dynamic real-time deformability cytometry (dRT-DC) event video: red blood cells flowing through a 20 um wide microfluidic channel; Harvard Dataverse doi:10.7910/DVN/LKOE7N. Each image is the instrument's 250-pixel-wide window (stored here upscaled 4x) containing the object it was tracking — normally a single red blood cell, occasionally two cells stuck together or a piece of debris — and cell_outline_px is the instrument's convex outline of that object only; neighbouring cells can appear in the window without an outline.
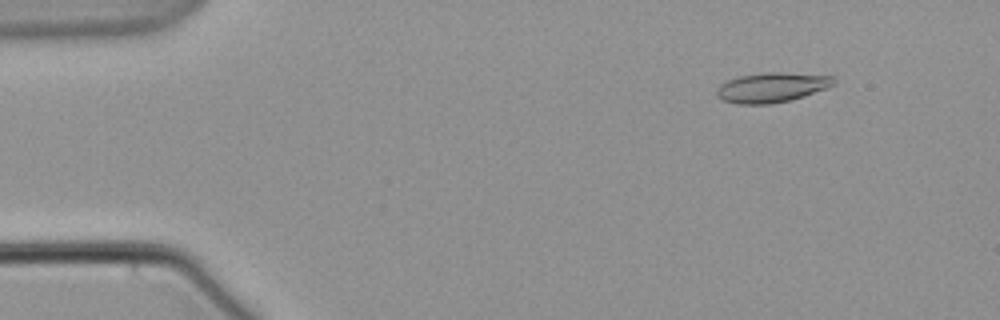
{"species": "common noctule bat (a hibernating species)", "species_latin": "Nyctalus noctula", "temperature_condition": "warm", "stored_images_in_passage": 10, "camera_frame_rate_fps": 3000, "um_per_image_px": 0.085, "animal": {"sex": "male", "body_mass_g": 21.5, "forearm_length_mm": 52.0}, "frame": {"image": 1, "passage_image": 2, "time_ms": 1.333, "image_size_px": [1000, 320], "cell_outline_px": [[836, 84], [828, 88], [804, 96], [772, 104], [736, 104], [720, 100], [716, 96], [716, 88], [720, 84], [736, 76], [760, 72], [784, 72], [832, 76], [836, 80]], "centroid_in_image_um": [65.57, 7.42], "position_along_channel_um": 19.4, "area_um2": 20.75}}
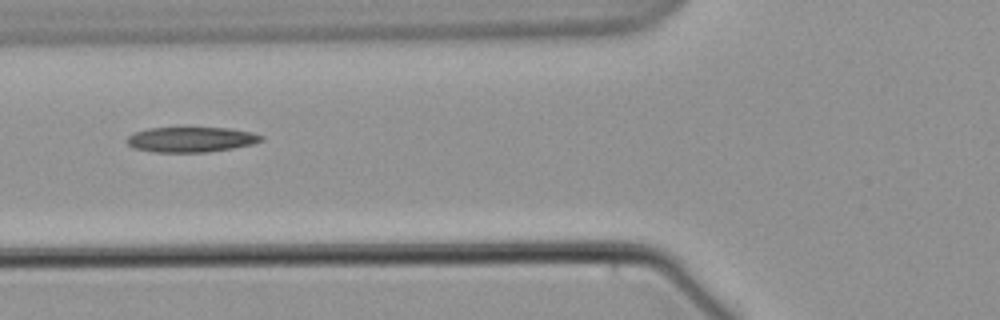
{"frame": {"image": 2, "passage_image": 6, "time_ms": 7.0, "image_size_px": [1000, 320], "cell_outline_px": [[264, 140], [252, 144], [232, 148], [208, 152], [152, 152], [132, 148], [124, 140], [128, 136], [136, 132], [148, 128], [232, 128], [252, 132], [264, 136]], "centroid_in_image_um": [16.23, 11.86], "position_along_channel_um": 109.6, "area_um2": 19.83}}
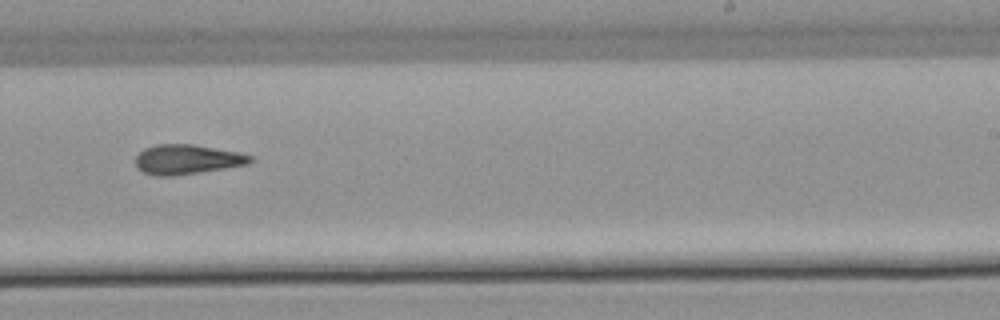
{"frame": {"image": 3, "passage_image": 10, "time_ms": 12.0, "image_size_px": [1000, 320], "cell_outline_px": [[252, 160], [248, 164], [200, 172], [172, 176], [156, 176], [144, 172], [136, 168], [136, 156], [144, 148], [156, 144], [192, 144], [236, 152], [252, 156]], "centroid_in_image_um": [15.85, 13.55], "position_along_channel_um": 273.2, "area_um2": 19.65}}